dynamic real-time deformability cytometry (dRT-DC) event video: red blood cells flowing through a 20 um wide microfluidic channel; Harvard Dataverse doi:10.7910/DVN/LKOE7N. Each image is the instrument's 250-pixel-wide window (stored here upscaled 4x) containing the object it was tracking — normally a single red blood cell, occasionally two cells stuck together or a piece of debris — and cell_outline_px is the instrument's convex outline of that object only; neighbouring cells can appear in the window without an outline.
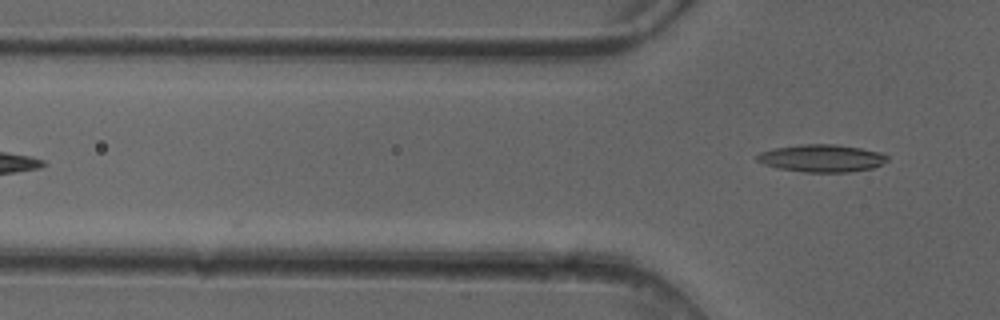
{"species": "common noctule bat (a hibernating species)", "species_latin": "Nyctalus noctula", "temperature_condition": "cold", "stored_images_in_passage": 5, "camera_frame_rate_fps": 3000, "um_per_image_px": 0.085, "animal": {"sex": "female"}, "frame": {"image": 1, "passage_image": 5, "time_ms": 1.333, "image_size_px": [1000, 320], "cell_outline_px": [[888, 160], [872, 168], [848, 172], [804, 172], [776, 168], [764, 164], [756, 160], [756, 156], [760, 152], [776, 148], [800, 144], [836, 144], [860, 148], [880, 152], [888, 156]], "centroid_in_image_um": [69.83, 13.45], "position_along_channel_um": 56.0, "area_um2": 20.81}}